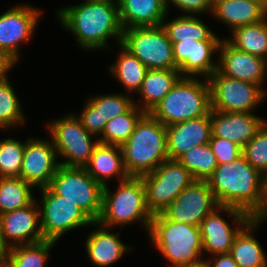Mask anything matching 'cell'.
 Instances as JSON below:
<instances>
[{
    "instance_id": "cell-1",
    "label": "cell",
    "mask_w": 267,
    "mask_h": 267,
    "mask_svg": "<svg viewBox=\"0 0 267 267\" xmlns=\"http://www.w3.org/2000/svg\"><path fill=\"white\" fill-rule=\"evenodd\" d=\"M57 19L63 29L74 35L84 51L109 49L108 40H122L123 28L119 19L117 0H86L57 10Z\"/></svg>"
},
{
    "instance_id": "cell-2",
    "label": "cell",
    "mask_w": 267,
    "mask_h": 267,
    "mask_svg": "<svg viewBox=\"0 0 267 267\" xmlns=\"http://www.w3.org/2000/svg\"><path fill=\"white\" fill-rule=\"evenodd\" d=\"M218 205L229 206L263 218L264 175L241 155L218 164L207 180Z\"/></svg>"
},
{
    "instance_id": "cell-3",
    "label": "cell",
    "mask_w": 267,
    "mask_h": 267,
    "mask_svg": "<svg viewBox=\"0 0 267 267\" xmlns=\"http://www.w3.org/2000/svg\"><path fill=\"white\" fill-rule=\"evenodd\" d=\"M147 234L155 249L171 263L170 267L203 265L200 226L170 220L162 212L153 215Z\"/></svg>"
},
{
    "instance_id": "cell-4",
    "label": "cell",
    "mask_w": 267,
    "mask_h": 267,
    "mask_svg": "<svg viewBox=\"0 0 267 267\" xmlns=\"http://www.w3.org/2000/svg\"><path fill=\"white\" fill-rule=\"evenodd\" d=\"M166 140V126L150 113H145L137 122L129 140L121 146L128 175L141 177L168 160Z\"/></svg>"
},
{
    "instance_id": "cell-5",
    "label": "cell",
    "mask_w": 267,
    "mask_h": 267,
    "mask_svg": "<svg viewBox=\"0 0 267 267\" xmlns=\"http://www.w3.org/2000/svg\"><path fill=\"white\" fill-rule=\"evenodd\" d=\"M153 214L146 204L145 187L140 177H129L118 182L114 193L109 185L103 187L102 210L99 219L100 225L111 228L121 227L130 223L140 222L148 233Z\"/></svg>"
},
{
    "instance_id": "cell-6",
    "label": "cell",
    "mask_w": 267,
    "mask_h": 267,
    "mask_svg": "<svg viewBox=\"0 0 267 267\" xmlns=\"http://www.w3.org/2000/svg\"><path fill=\"white\" fill-rule=\"evenodd\" d=\"M210 110L208 79L182 77L149 113L165 126H170L207 115Z\"/></svg>"
},
{
    "instance_id": "cell-7",
    "label": "cell",
    "mask_w": 267,
    "mask_h": 267,
    "mask_svg": "<svg viewBox=\"0 0 267 267\" xmlns=\"http://www.w3.org/2000/svg\"><path fill=\"white\" fill-rule=\"evenodd\" d=\"M46 124L58 158L63 157L65 160L61 161L60 165L68 168H84L99 143L98 138L92 139L95 135L83 127L80 118L74 113Z\"/></svg>"
},
{
    "instance_id": "cell-8",
    "label": "cell",
    "mask_w": 267,
    "mask_h": 267,
    "mask_svg": "<svg viewBox=\"0 0 267 267\" xmlns=\"http://www.w3.org/2000/svg\"><path fill=\"white\" fill-rule=\"evenodd\" d=\"M150 69H178L173 44L162 25L123 29L120 43Z\"/></svg>"
},
{
    "instance_id": "cell-9",
    "label": "cell",
    "mask_w": 267,
    "mask_h": 267,
    "mask_svg": "<svg viewBox=\"0 0 267 267\" xmlns=\"http://www.w3.org/2000/svg\"><path fill=\"white\" fill-rule=\"evenodd\" d=\"M145 187L146 204L155 215L162 213L195 179L178 160H165L153 172L140 177Z\"/></svg>"
},
{
    "instance_id": "cell-10",
    "label": "cell",
    "mask_w": 267,
    "mask_h": 267,
    "mask_svg": "<svg viewBox=\"0 0 267 267\" xmlns=\"http://www.w3.org/2000/svg\"><path fill=\"white\" fill-rule=\"evenodd\" d=\"M48 187L56 195L75 203L94 222L99 219L103 187L84 168L60 166Z\"/></svg>"
},
{
    "instance_id": "cell-11",
    "label": "cell",
    "mask_w": 267,
    "mask_h": 267,
    "mask_svg": "<svg viewBox=\"0 0 267 267\" xmlns=\"http://www.w3.org/2000/svg\"><path fill=\"white\" fill-rule=\"evenodd\" d=\"M42 194L38 206L40 225L44 240H58L79 227H87L94 221L75 203L56 195L49 187L38 189Z\"/></svg>"
},
{
    "instance_id": "cell-12",
    "label": "cell",
    "mask_w": 267,
    "mask_h": 267,
    "mask_svg": "<svg viewBox=\"0 0 267 267\" xmlns=\"http://www.w3.org/2000/svg\"><path fill=\"white\" fill-rule=\"evenodd\" d=\"M208 81L212 110L253 113L267 98V93L259 85L224 76L218 70Z\"/></svg>"
},
{
    "instance_id": "cell-13",
    "label": "cell",
    "mask_w": 267,
    "mask_h": 267,
    "mask_svg": "<svg viewBox=\"0 0 267 267\" xmlns=\"http://www.w3.org/2000/svg\"><path fill=\"white\" fill-rule=\"evenodd\" d=\"M221 213L232 218V226ZM252 219L240 209L219 205L200 224L203 254L206 252L211 257L229 253L235 237Z\"/></svg>"
},
{
    "instance_id": "cell-14",
    "label": "cell",
    "mask_w": 267,
    "mask_h": 267,
    "mask_svg": "<svg viewBox=\"0 0 267 267\" xmlns=\"http://www.w3.org/2000/svg\"><path fill=\"white\" fill-rule=\"evenodd\" d=\"M30 5H15L0 15V50L16 63L20 58V47L32 39L40 16V8Z\"/></svg>"
},
{
    "instance_id": "cell-15",
    "label": "cell",
    "mask_w": 267,
    "mask_h": 267,
    "mask_svg": "<svg viewBox=\"0 0 267 267\" xmlns=\"http://www.w3.org/2000/svg\"><path fill=\"white\" fill-rule=\"evenodd\" d=\"M208 181L195 180L163 212L170 220L200 226L218 207Z\"/></svg>"
},
{
    "instance_id": "cell-16",
    "label": "cell",
    "mask_w": 267,
    "mask_h": 267,
    "mask_svg": "<svg viewBox=\"0 0 267 267\" xmlns=\"http://www.w3.org/2000/svg\"><path fill=\"white\" fill-rule=\"evenodd\" d=\"M20 178L30 183L34 189L48 187L61 166L51 138L26 139Z\"/></svg>"
},
{
    "instance_id": "cell-17",
    "label": "cell",
    "mask_w": 267,
    "mask_h": 267,
    "mask_svg": "<svg viewBox=\"0 0 267 267\" xmlns=\"http://www.w3.org/2000/svg\"><path fill=\"white\" fill-rule=\"evenodd\" d=\"M221 40H181L173 43V57L182 77L208 79L218 68L214 54Z\"/></svg>"
},
{
    "instance_id": "cell-18",
    "label": "cell",
    "mask_w": 267,
    "mask_h": 267,
    "mask_svg": "<svg viewBox=\"0 0 267 267\" xmlns=\"http://www.w3.org/2000/svg\"><path fill=\"white\" fill-rule=\"evenodd\" d=\"M218 68L224 76L247 81L263 87L267 80V61L247 52L240 51L223 38L218 47ZM219 57V58H218Z\"/></svg>"
},
{
    "instance_id": "cell-19",
    "label": "cell",
    "mask_w": 267,
    "mask_h": 267,
    "mask_svg": "<svg viewBox=\"0 0 267 267\" xmlns=\"http://www.w3.org/2000/svg\"><path fill=\"white\" fill-rule=\"evenodd\" d=\"M37 198L28 206L1 214L2 233L9 247L44 241Z\"/></svg>"
},
{
    "instance_id": "cell-20",
    "label": "cell",
    "mask_w": 267,
    "mask_h": 267,
    "mask_svg": "<svg viewBox=\"0 0 267 267\" xmlns=\"http://www.w3.org/2000/svg\"><path fill=\"white\" fill-rule=\"evenodd\" d=\"M267 120L249 112H222L211 109L212 135L243 148Z\"/></svg>"
},
{
    "instance_id": "cell-21",
    "label": "cell",
    "mask_w": 267,
    "mask_h": 267,
    "mask_svg": "<svg viewBox=\"0 0 267 267\" xmlns=\"http://www.w3.org/2000/svg\"><path fill=\"white\" fill-rule=\"evenodd\" d=\"M167 153L177 160L190 148L208 144L212 135L211 110L207 115L166 126Z\"/></svg>"
},
{
    "instance_id": "cell-22",
    "label": "cell",
    "mask_w": 267,
    "mask_h": 267,
    "mask_svg": "<svg viewBox=\"0 0 267 267\" xmlns=\"http://www.w3.org/2000/svg\"><path fill=\"white\" fill-rule=\"evenodd\" d=\"M90 226L97 229L88 233L84 248L92 265L111 267L126 252L133 250V246L126 245L120 240V232L108 231L109 228L100 225L98 222H93Z\"/></svg>"
},
{
    "instance_id": "cell-23",
    "label": "cell",
    "mask_w": 267,
    "mask_h": 267,
    "mask_svg": "<svg viewBox=\"0 0 267 267\" xmlns=\"http://www.w3.org/2000/svg\"><path fill=\"white\" fill-rule=\"evenodd\" d=\"M86 172L102 187L108 186L107 181L116 178L119 182L128 179L121 146L98 143L88 164Z\"/></svg>"
},
{
    "instance_id": "cell-24",
    "label": "cell",
    "mask_w": 267,
    "mask_h": 267,
    "mask_svg": "<svg viewBox=\"0 0 267 267\" xmlns=\"http://www.w3.org/2000/svg\"><path fill=\"white\" fill-rule=\"evenodd\" d=\"M213 17L232 32L240 26L258 23L267 17V10L252 0H213Z\"/></svg>"
},
{
    "instance_id": "cell-25",
    "label": "cell",
    "mask_w": 267,
    "mask_h": 267,
    "mask_svg": "<svg viewBox=\"0 0 267 267\" xmlns=\"http://www.w3.org/2000/svg\"><path fill=\"white\" fill-rule=\"evenodd\" d=\"M123 29L162 25L168 13L164 0H117Z\"/></svg>"
},
{
    "instance_id": "cell-26",
    "label": "cell",
    "mask_w": 267,
    "mask_h": 267,
    "mask_svg": "<svg viewBox=\"0 0 267 267\" xmlns=\"http://www.w3.org/2000/svg\"><path fill=\"white\" fill-rule=\"evenodd\" d=\"M263 222L262 218H253L235 237L229 254L238 267H267L266 252L254 236Z\"/></svg>"
},
{
    "instance_id": "cell-27",
    "label": "cell",
    "mask_w": 267,
    "mask_h": 267,
    "mask_svg": "<svg viewBox=\"0 0 267 267\" xmlns=\"http://www.w3.org/2000/svg\"><path fill=\"white\" fill-rule=\"evenodd\" d=\"M182 78L178 69H150L137 92L141 102L134 104L149 113ZM142 103V104H141Z\"/></svg>"
},
{
    "instance_id": "cell-28",
    "label": "cell",
    "mask_w": 267,
    "mask_h": 267,
    "mask_svg": "<svg viewBox=\"0 0 267 267\" xmlns=\"http://www.w3.org/2000/svg\"><path fill=\"white\" fill-rule=\"evenodd\" d=\"M118 47H120V53L115 63L110 65L109 71L126 89V94L134 95L136 92L137 95L148 68L121 44H118Z\"/></svg>"
},
{
    "instance_id": "cell-29",
    "label": "cell",
    "mask_w": 267,
    "mask_h": 267,
    "mask_svg": "<svg viewBox=\"0 0 267 267\" xmlns=\"http://www.w3.org/2000/svg\"><path fill=\"white\" fill-rule=\"evenodd\" d=\"M166 17L162 22L171 43L181 40H222L202 19L196 15H178L171 22H166Z\"/></svg>"
},
{
    "instance_id": "cell-30",
    "label": "cell",
    "mask_w": 267,
    "mask_h": 267,
    "mask_svg": "<svg viewBox=\"0 0 267 267\" xmlns=\"http://www.w3.org/2000/svg\"><path fill=\"white\" fill-rule=\"evenodd\" d=\"M225 39L236 49L267 61V17L254 24L237 27Z\"/></svg>"
},
{
    "instance_id": "cell-31",
    "label": "cell",
    "mask_w": 267,
    "mask_h": 267,
    "mask_svg": "<svg viewBox=\"0 0 267 267\" xmlns=\"http://www.w3.org/2000/svg\"><path fill=\"white\" fill-rule=\"evenodd\" d=\"M56 244L55 241L44 240L34 244L16 245L10 247L3 261L9 267H46L50 251Z\"/></svg>"
},
{
    "instance_id": "cell-32",
    "label": "cell",
    "mask_w": 267,
    "mask_h": 267,
    "mask_svg": "<svg viewBox=\"0 0 267 267\" xmlns=\"http://www.w3.org/2000/svg\"><path fill=\"white\" fill-rule=\"evenodd\" d=\"M144 114L145 112L134 104L127 112L112 118L106 123L102 135L97 137L99 143L122 146L129 140Z\"/></svg>"
},
{
    "instance_id": "cell-33",
    "label": "cell",
    "mask_w": 267,
    "mask_h": 267,
    "mask_svg": "<svg viewBox=\"0 0 267 267\" xmlns=\"http://www.w3.org/2000/svg\"><path fill=\"white\" fill-rule=\"evenodd\" d=\"M33 188L20 177H0V214L28 206L36 198Z\"/></svg>"
},
{
    "instance_id": "cell-34",
    "label": "cell",
    "mask_w": 267,
    "mask_h": 267,
    "mask_svg": "<svg viewBox=\"0 0 267 267\" xmlns=\"http://www.w3.org/2000/svg\"><path fill=\"white\" fill-rule=\"evenodd\" d=\"M9 76L0 79V129L10 130L24 125L26 116H24L23 106L14 90Z\"/></svg>"
},
{
    "instance_id": "cell-35",
    "label": "cell",
    "mask_w": 267,
    "mask_h": 267,
    "mask_svg": "<svg viewBox=\"0 0 267 267\" xmlns=\"http://www.w3.org/2000/svg\"><path fill=\"white\" fill-rule=\"evenodd\" d=\"M195 180L207 181L217 168V161L210 144L190 148L177 159Z\"/></svg>"
},
{
    "instance_id": "cell-36",
    "label": "cell",
    "mask_w": 267,
    "mask_h": 267,
    "mask_svg": "<svg viewBox=\"0 0 267 267\" xmlns=\"http://www.w3.org/2000/svg\"><path fill=\"white\" fill-rule=\"evenodd\" d=\"M26 142L13 138L0 140V177H20Z\"/></svg>"
},
{
    "instance_id": "cell-37",
    "label": "cell",
    "mask_w": 267,
    "mask_h": 267,
    "mask_svg": "<svg viewBox=\"0 0 267 267\" xmlns=\"http://www.w3.org/2000/svg\"><path fill=\"white\" fill-rule=\"evenodd\" d=\"M132 95L122 93L98 94L88 99L99 108L102 115V123H107L114 117L127 112L134 105Z\"/></svg>"
},
{
    "instance_id": "cell-38",
    "label": "cell",
    "mask_w": 267,
    "mask_h": 267,
    "mask_svg": "<svg viewBox=\"0 0 267 267\" xmlns=\"http://www.w3.org/2000/svg\"><path fill=\"white\" fill-rule=\"evenodd\" d=\"M244 158L263 175L267 173V121L242 148Z\"/></svg>"
},
{
    "instance_id": "cell-39",
    "label": "cell",
    "mask_w": 267,
    "mask_h": 267,
    "mask_svg": "<svg viewBox=\"0 0 267 267\" xmlns=\"http://www.w3.org/2000/svg\"><path fill=\"white\" fill-rule=\"evenodd\" d=\"M209 144L215 154L217 164L234 161L242 155V148L229 140L211 136Z\"/></svg>"
},
{
    "instance_id": "cell-40",
    "label": "cell",
    "mask_w": 267,
    "mask_h": 267,
    "mask_svg": "<svg viewBox=\"0 0 267 267\" xmlns=\"http://www.w3.org/2000/svg\"><path fill=\"white\" fill-rule=\"evenodd\" d=\"M77 116L80 118L83 127L96 137H100L103 133L106 123H102V115L89 99L84 103L83 109Z\"/></svg>"
},
{
    "instance_id": "cell-41",
    "label": "cell",
    "mask_w": 267,
    "mask_h": 267,
    "mask_svg": "<svg viewBox=\"0 0 267 267\" xmlns=\"http://www.w3.org/2000/svg\"><path fill=\"white\" fill-rule=\"evenodd\" d=\"M164 4L168 14L170 5L182 11L183 15L199 16L209 12L211 16L213 10V0H164Z\"/></svg>"
},
{
    "instance_id": "cell-42",
    "label": "cell",
    "mask_w": 267,
    "mask_h": 267,
    "mask_svg": "<svg viewBox=\"0 0 267 267\" xmlns=\"http://www.w3.org/2000/svg\"><path fill=\"white\" fill-rule=\"evenodd\" d=\"M205 267H238L232 256L227 254H217L209 258H204Z\"/></svg>"
},
{
    "instance_id": "cell-43",
    "label": "cell",
    "mask_w": 267,
    "mask_h": 267,
    "mask_svg": "<svg viewBox=\"0 0 267 267\" xmlns=\"http://www.w3.org/2000/svg\"><path fill=\"white\" fill-rule=\"evenodd\" d=\"M16 64L17 63L11 57L0 50V79L7 77L11 68L13 69Z\"/></svg>"
},
{
    "instance_id": "cell-44",
    "label": "cell",
    "mask_w": 267,
    "mask_h": 267,
    "mask_svg": "<svg viewBox=\"0 0 267 267\" xmlns=\"http://www.w3.org/2000/svg\"><path fill=\"white\" fill-rule=\"evenodd\" d=\"M10 247L6 244L2 233V222L0 214V261H3Z\"/></svg>"
},
{
    "instance_id": "cell-45",
    "label": "cell",
    "mask_w": 267,
    "mask_h": 267,
    "mask_svg": "<svg viewBox=\"0 0 267 267\" xmlns=\"http://www.w3.org/2000/svg\"><path fill=\"white\" fill-rule=\"evenodd\" d=\"M267 214V173L264 175L263 217Z\"/></svg>"
},
{
    "instance_id": "cell-46",
    "label": "cell",
    "mask_w": 267,
    "mask_h": 267,
    "mask_svg": "<svg viewBox=\"0 0 267 267\" xmlns=\"http://www.w3.org/2000/svg\"><path fill=\"white\" fill-rule=\"evenodd\" d=\"M261 4L267 10V0H252Z\"/></svg>"
},
{
    "instance_id": "cell-47",
    "label": "cell",
    "mask_w": 267,
    "mask_h": 267,
    "mask_svg": "<svg viewBox=\"0 0 267 267\" xmlns=\"http://www.w3.org/2000/svg\"><path fill=\"white\" fill-rule=\"evenodd\" d=\"M0 267H9L4 261H0Z\"/></svg>"
},
{
    "instance_id": "cell-48",
    "label": "cell",
    "mask_w": 267,
    "mask_h": 267,
    "mask_svg": "<svg viewBox=\"0 0 267 267\" xmlns=\"http://www.w3.org/2000/svg\"><path fill=\"white\" fill-rule=\"evenodd\" d=\"M262 219L263 220H267V214Z\"/></svg>"
}]
</instances>
